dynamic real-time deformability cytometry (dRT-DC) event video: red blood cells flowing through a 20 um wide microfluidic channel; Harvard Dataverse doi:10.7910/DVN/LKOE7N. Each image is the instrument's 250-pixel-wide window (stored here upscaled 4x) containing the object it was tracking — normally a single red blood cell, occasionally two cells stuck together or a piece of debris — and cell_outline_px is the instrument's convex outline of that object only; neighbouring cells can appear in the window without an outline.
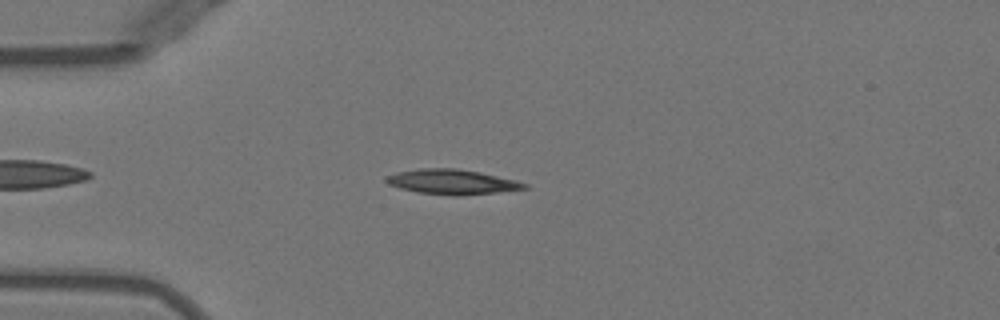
{"species": "Egyptian fruit bat (a non-hibernating species)", "species_latin": "Rousettus aegyptiacus", "temperature_condition": "warm", "stored_images_in_passage": 44, "camera_frame_rate_fps": 3000, "um_per_image_px": 0.085, "animal": {"sex": "female"}, "frame": {"image": 1, "passage_image": 7, "time_ms": 2.0, "image_size_px": [1000, 320], "cell_outline_px": [[528, 188], [496, 192], [460, 196], [456, 196], [416, 192], [400, 188], [388, 184], [384, 180], [384, 176], [396, 172], [420, 168], [456, 168], [480, 172], [516, 180], [528, 184]], "centroid_in_image_um": [38.38, 15.45], "position_along_channel_um": 46.6, "area_um2": 20.17}}
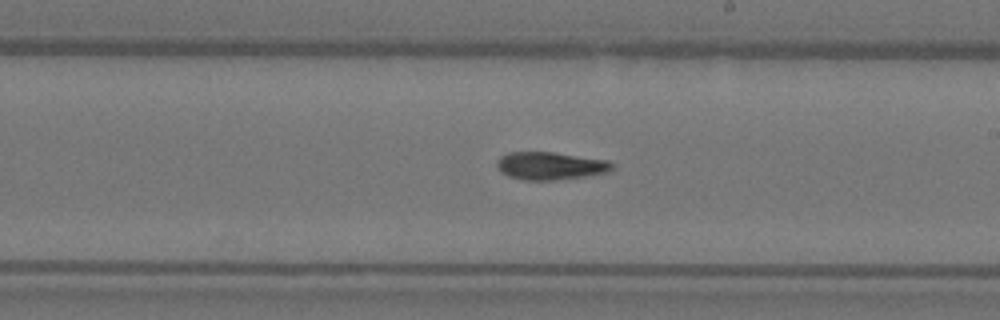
{"frame": {"image": 2, "passage_image": 23, "time_ms": 7.333, "image_size_px": [1000, 320], "cell_outline_px": [[616, 164], [608, 172], [584, 176], [556, 180], [524, 180], [508, 176], [500, 172], [496, 164], [496, 160], [500, 156], [508, 152], [552, 152], [608, 160]], "centroid_in_image_um": [46.75, 14.09], "position_along_channel_um": 242.2, "area_um2": 18.73}}
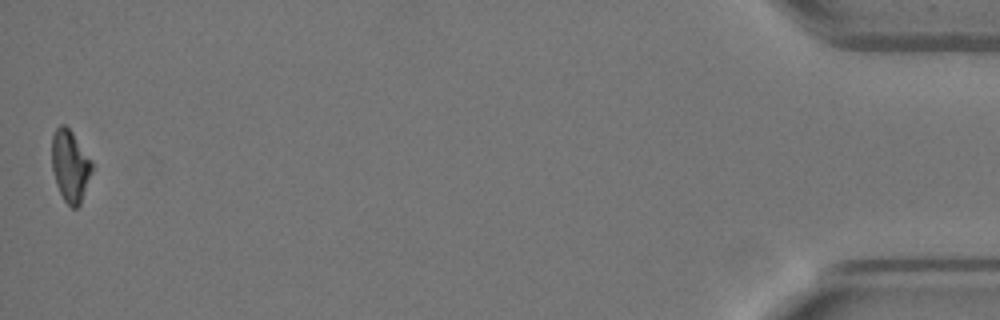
{"frame": {"image": 3, "passage_image": 44, "time_ms": 14.333, "image_size_px": [1000, 320], "cell_outline_px": [[92, 168], [80, 204], [76, 208], [72, 208], [64, 200], [56, 184], [52, 168], [52, 136], [56, 128], [60, 124], [64, 124], [72, 132], [92, 160]], "centroid_in_image_um": [5.95, 14.08], "position_along_channel_um": 429.3, "area_um2": 16.53}, "authors_computed_cell_mechanics": {"area_um2": 18.6983, "velocity_mm_per_s": 3.9908, "shape_relaxation_time_tau1_ms": 9.5567, "shape_relaxation_time_tau2_ms": 11.2372, "deformation_change_tau1": 0.3023, "deformation_change_tau2": 0.1949}}